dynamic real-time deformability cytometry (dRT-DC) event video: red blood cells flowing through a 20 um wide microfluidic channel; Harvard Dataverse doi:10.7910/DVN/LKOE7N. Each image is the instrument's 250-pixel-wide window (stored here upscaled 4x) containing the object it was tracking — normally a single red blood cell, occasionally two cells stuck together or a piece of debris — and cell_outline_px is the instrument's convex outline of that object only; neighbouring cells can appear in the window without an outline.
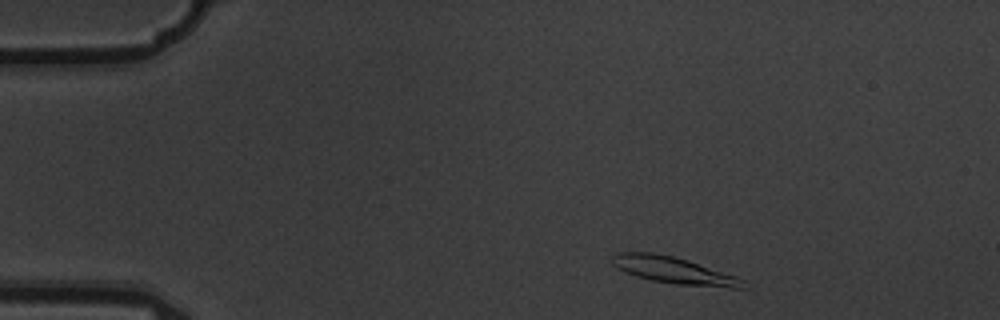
{"species": "common noctule bat (a hibernating species)", "species_latin": "Nyctalus noctula", "temperature_condition": "warm", "stored_images_in_passage": 2, "camera_frame_rate_fps": 3000, "um_per_image_px": 0.085, "animal": {"sex": "male", "body_mass_g": 19.5, "forearm_length_mm": 54.6}, "frame": {"image": 1, "passage_image": 1, "time_ms": 0.0, "image_size_px": [1000, 320], "cell_outline_px": [[748, 288], [728, 288], [676, 284], [652, 280], [636, 276], [624, 272], [616, 268], [612, 264], [612, 256], [616, 252], [652, 252], [672, 256], [688, 260], [736, 276], [744, 280]], "centroid_in_image_um": [57.27, 22.98], "position_along_channel_um": 27.7, "area_um2": 20.52}}